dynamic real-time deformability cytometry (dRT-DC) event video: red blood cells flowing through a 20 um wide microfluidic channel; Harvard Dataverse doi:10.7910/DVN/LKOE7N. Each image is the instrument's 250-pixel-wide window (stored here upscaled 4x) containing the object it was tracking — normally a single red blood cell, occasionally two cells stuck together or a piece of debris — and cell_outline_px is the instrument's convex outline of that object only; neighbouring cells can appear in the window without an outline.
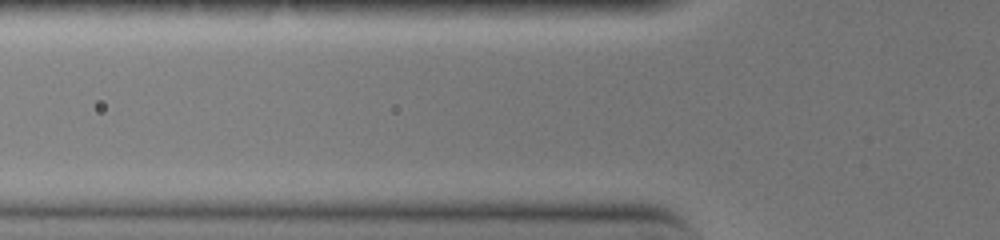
{"species": "common noctule bat (a hibernating species)", "species_latin": "Nyctalus noctula", "temperature_condition": "warm", "stored_images_in_passage": 3, "camera_frame_rate_fps": 3000, "um_per_image_px": 0.085, "animal": {"sex": "female", "body_mass_g": 19.0, "forearm_length_mm": 51.5}, "frame": {"image": 1, "passage_image": 2, "time_ms": 0.333, "image_size_px": [1000, 240], "cell_outline_px": [[624, 168], [516, 168], [476, 164], [496, 156], [516, 152], [544, 152], [624, 160]], "centroid_in_image_um": [46.85, 13.7], "position_along_channel_um": 78.9, "area_um2": 12.77}}